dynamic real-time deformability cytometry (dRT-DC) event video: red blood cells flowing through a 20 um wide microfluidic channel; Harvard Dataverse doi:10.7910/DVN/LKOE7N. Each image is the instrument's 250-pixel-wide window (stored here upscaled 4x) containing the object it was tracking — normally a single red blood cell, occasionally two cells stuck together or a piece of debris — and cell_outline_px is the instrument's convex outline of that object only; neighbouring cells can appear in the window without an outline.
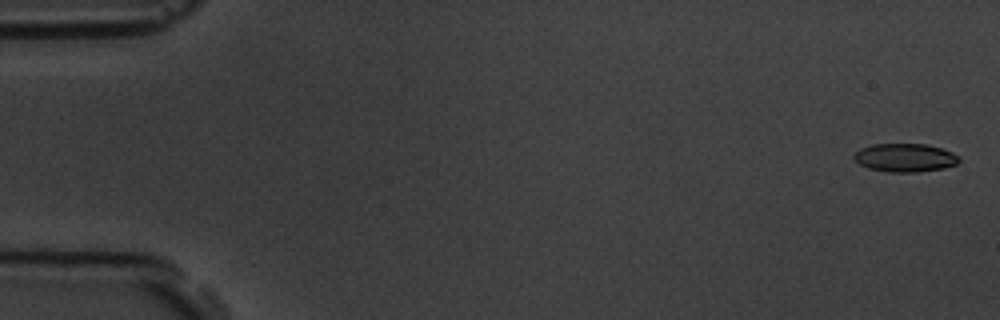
{"species": "common noctule bat (a hibernating species)", "species_latin": "Nyctalus noctula", "temperature_condition": "room temperature", "stored_images_in_passage": 7, "camera_frame_rate_fps": 3000, "um_per_image_px": 0.085, "animal": {"sex": "male", "body_mass_g": 19.5, "forearm_length_mm": 54.6}, "frame": {"image": 1, "passage_image": 1, "time_ms": 0.0, "image_size_px": [1000, 320], "cell_outline_px": [[960, 160], [956, 164], [944, 168], [916, 172], [888, 172], [868, 168], [860, 164], [852, 156], [860, 148], [872, 144], [928, 144], [952, 152], [960, 156]], "centroid_in_image_um": [76.93, 13.4], "position_along_channel_um": 8.1, "area_um2": 17.4}}
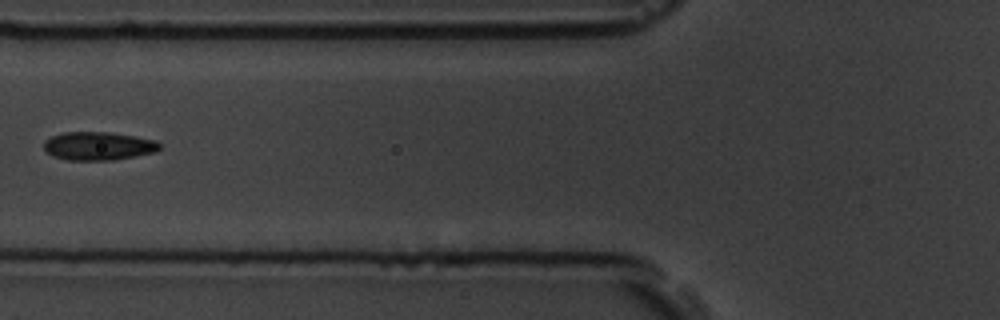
{"frame": {"image": 2, "passage_image": 6, "time_ms": 6.667, "image_size_px": [1000, 320], "cell_outline_px": [[160, 148], [156, 152], [116, 160], [68, 160], [52, 156], [44, 152], [44, 140], [52, 136], [64, 132], [108, 132], [156, 140], [160, 144]], "centroid_in_image_um": [8.33, 12.42], "position_along_channel_um": 117.5, "area_um2": 19.25}}
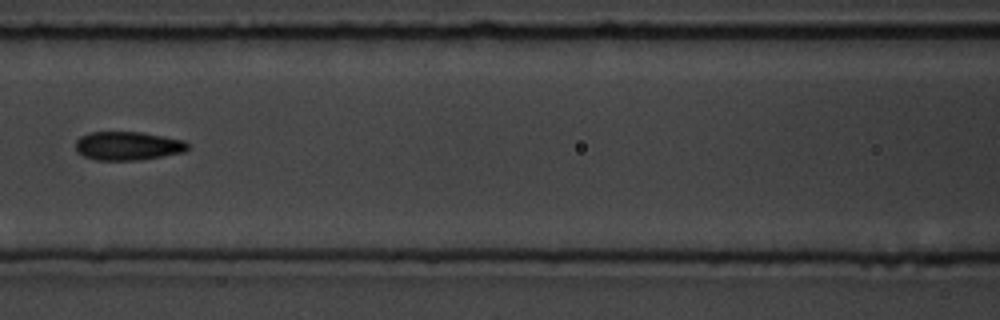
{"frame": {"image": 3, "passage_image": 7, "time_ms": 7.667, "image_size_px": [1000, 320], "cell_outline_px": [[188, 148], [184, 152], [140, 160], [96, 160], [84, 156], [76, 152], [76, 140], [80, 136], [88, 132], [140, 132], [164, 136], [184, 140], [188, 144]], "centroid_in_image_um": [10.84, 12.4], "position_along_channel_um": 155.8, "area_um2": 18.79}}